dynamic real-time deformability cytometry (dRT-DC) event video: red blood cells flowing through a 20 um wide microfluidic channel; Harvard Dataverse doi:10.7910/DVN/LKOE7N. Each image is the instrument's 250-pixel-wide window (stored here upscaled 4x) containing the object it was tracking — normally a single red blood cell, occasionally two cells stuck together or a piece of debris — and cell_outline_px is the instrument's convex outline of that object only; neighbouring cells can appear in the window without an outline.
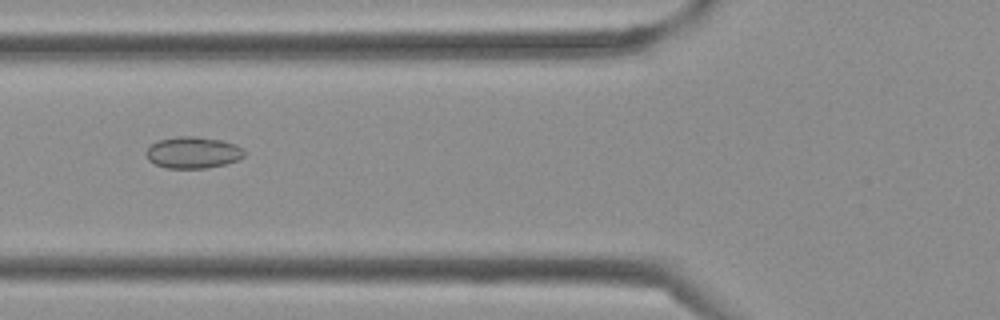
{"species": "Egyptian fruit bat (a non-hibernating species)", "species_latin": "Rousettus aegyptiacus", "temperature_condition": "cold", "stored_images_in_passage": 29, "camera_frame_rate_fps": 3000, "um_per_image_px": 0.085, "frame": {"image": 1, "passage_image": 4, "time_ms": 1.0, "image_size_px": [1000, 320], "cell_outline_px": [[244, 156], [240, 160], [208, 168], [168, 168], [156, 164], [148, 160], [144, 152], [156, 140], [176, 136], [196, 136], [220, 140], [236, 144], [244, 152]], "centroid_in_image_um": [16.38, 12.96], "position_along_channel_um": 109.4, "area_um2": 18.15}}
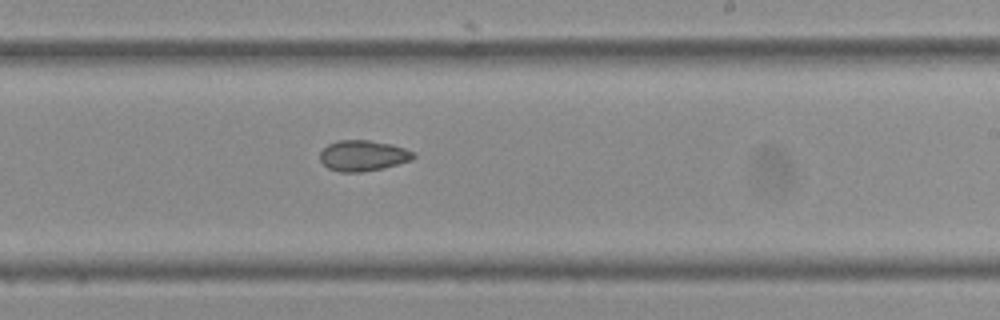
{"frame": {"image": 2, "passage_image": 13, "time_ms": 4.0, "image_size_px": [1000, 320], "cell_outline_px": [[416, 156], [412, 160], [384, 168], [360, 172], [340, 172], [328, 168], [320, 160], [320, 152], [328, 144], [336, 140], [368, 140], [392, 144], [404, 148], [412, 152]], "centroid_in_image_um": [30.85, 13.23], "position_along_channel_um": 258.2, "area_um2": 16.76}}
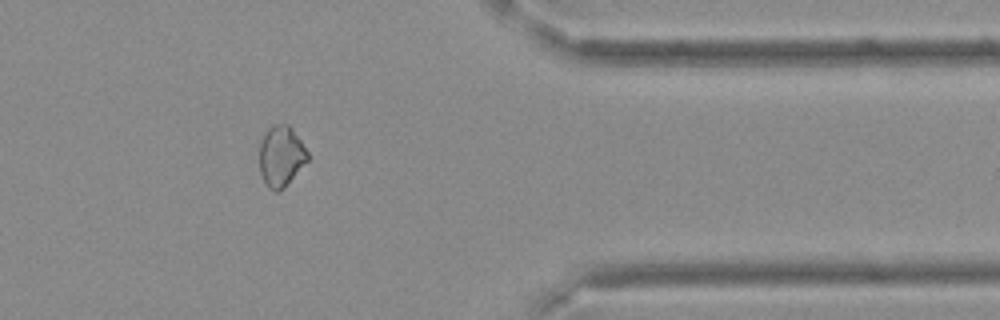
{"frame": {"image": 3, "passage_image": 22, "time_ms": 7.0, "image_size_px": [1000, 320], "cell_outline_px": [[308, 160], [284, 188], [276, 192], [272, 192], [264, 184], [260, 172], [260, 144], [268, 128], [272, 124], [288, 124], [292, 128], [308, 152]], "centroid_in_image_um": [23.88, 13.3], "position_along_channel_um": 387.5, "area_um2": 17.05}}